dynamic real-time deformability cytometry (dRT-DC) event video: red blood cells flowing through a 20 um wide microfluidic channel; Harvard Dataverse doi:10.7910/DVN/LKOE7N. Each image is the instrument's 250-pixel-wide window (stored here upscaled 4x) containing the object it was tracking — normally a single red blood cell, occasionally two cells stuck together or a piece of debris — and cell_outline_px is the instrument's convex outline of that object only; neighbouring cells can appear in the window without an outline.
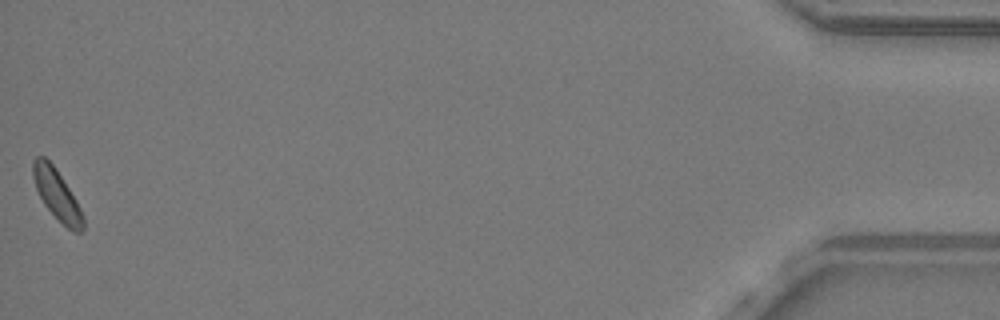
{"species": "common noctule bat (a hibernating species)", "species_latin": "Nyctalus noctula", "temperature_condition": "warm", "stored_images_in_passage": 37, "camera_frame_rate_fps": 3000, "um_per_image_px": 0.085, "animal": {"sex": "male", "body_mass_g": 19.2, "forearm_length_mm": 51.8}, "frame": {"image": 1, "passage_image": 37, "time_ms": 12.0, "image_size_px": [1000, 320], "cell_outline_px": [[84, 228], [80, 232], [72, 232], [44, 204], [36, 188], [32, 176], [32, 160], [36, 156], [44, 156], [56, 168], [76, 200], [84, 216]], "centroid_in_image_um": [4.83, 16.51], "position_along_channel_um": 430.4, "area_um2": 14.51}, "authors_computed_cell_mechanics": {"area_um2": 14.5656, "velocity_mm_per_s": 3.9689, "shape_relaxation_time_tau1_ms": 2.0137, "shape_relaxation_time_tau2_ms": null, "deformation_change_tau1": 0.047, "deformation_change_tau2": null}}